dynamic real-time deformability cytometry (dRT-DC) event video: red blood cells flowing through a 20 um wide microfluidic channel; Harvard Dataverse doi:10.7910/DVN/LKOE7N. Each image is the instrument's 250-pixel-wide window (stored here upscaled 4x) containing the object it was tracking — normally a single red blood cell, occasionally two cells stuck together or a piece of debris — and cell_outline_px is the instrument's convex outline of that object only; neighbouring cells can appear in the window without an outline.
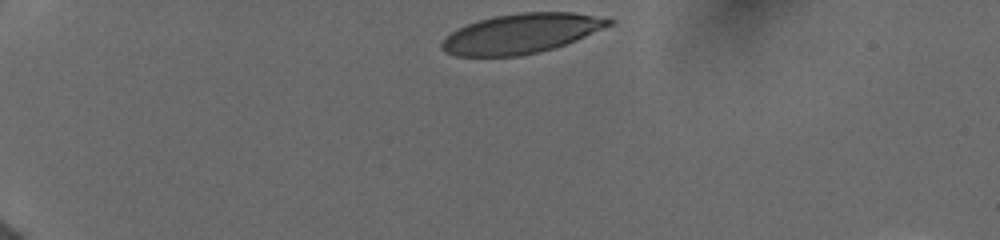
{"species": "human", "species_latin": "Homo sapiens", "temperature_condition": "cold", "stored_images_in_passage": 50, "camera_frame_rate_fps": 3000, "um_per_image_px": 0.085, "donor": {"sex": "female"}, "frame": {"image": 1, "passage_image": 1, "time_ms": 0.0, "image_size_px": [1000, 240], "cell_outline_px": [[616, 20], [612, 24], [576, 40], [552, 48], [520, 56], [456, 56], [440, 48], [440, 44], [452, 32], [468, 24], [492, 16], [520, 12], [572, 12]], "centroid_in_image_um": [44.3, 2.84], "position_along_channel_um": 40.7, "area_um2": 38.09}}
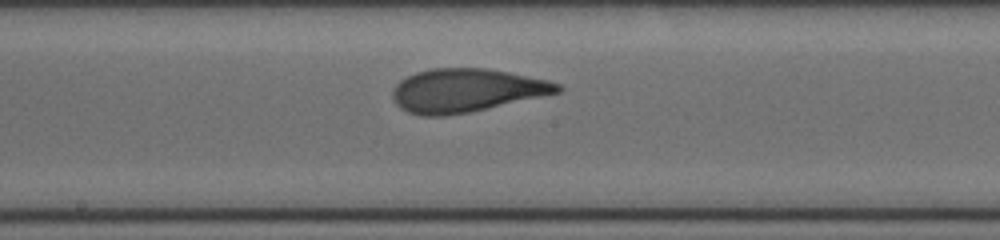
{"frame": {"image": 2, "passage_image": 26, "time_ms": 6.0, "image_size_px": [1000, 240], "cell_outline_px": [[564, 88], [560, 92], [468, 112], [444, 116], [420, 116], [408, 112], [400, 108], [396, 104], [392, 96], [392, 92], [396, 84], [400, 80], [416, 72], [432, 68], [484, 68], [508, 72], [548, 80], [560, 84]], "centroid_in_image_um": [39.6, 7.68], "position_along_channel_um": 208.6, "area_um2": 41.44}}
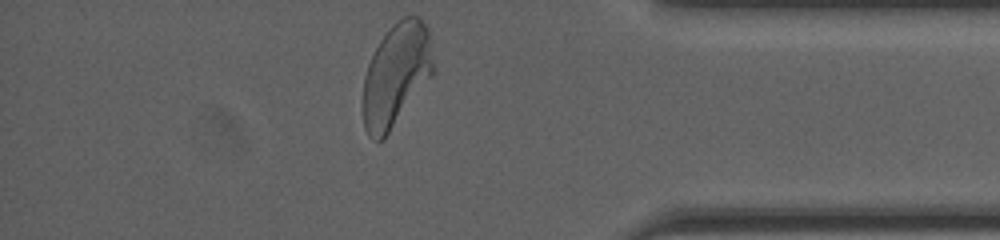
{"frame": {"image": 3, "passage_image": 49, "time_ms": 11.333, "image_size_px": [1000, 240], "cell_outline_px": [[432, 76], [384, 140], [376, 140], [368, 136], [364, 128], [364, 76], [368, 64], [380, 40], [392, 24], [396, 20], [404, 16], [420, 16], [428, 28], [432, 60]], "centroid_in_image_um": [33.67, 6.36], "position_along_channel_um": 401.5, "area_um2": 41.96}, "authors_computed_cell_mechanics": {"area_um2": 41.327, "velocity_mm_per_s": 3.9282, "shape_relaxation_time_tau1_ms": 4.3933, "shape_relaxation_time_tau2_ms": 0.9028, "deformation_change_tau1": 0.2037, "deformation_change_tau2": 0.0673}}